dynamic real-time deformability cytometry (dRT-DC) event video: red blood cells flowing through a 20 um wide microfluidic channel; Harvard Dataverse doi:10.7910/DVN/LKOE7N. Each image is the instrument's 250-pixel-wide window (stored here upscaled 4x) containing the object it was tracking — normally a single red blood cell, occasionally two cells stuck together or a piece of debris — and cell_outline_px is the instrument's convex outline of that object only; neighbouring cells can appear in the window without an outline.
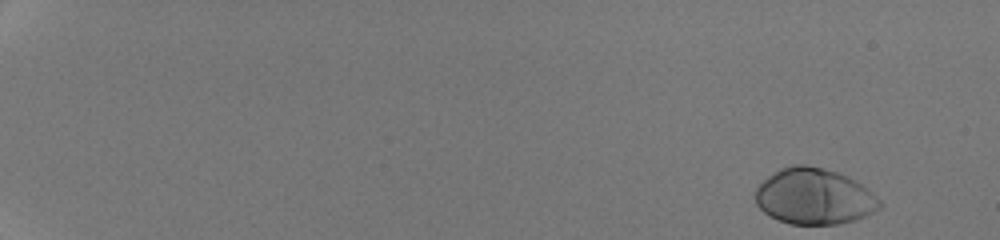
{"species": "human", "species_latin": "Homo sapiens", "temperature_condition": "room temperature", "stored_images_in_passage": 34, "camera_frame_rate_fps": 3000, "um_per_image_px": 0.085, "donor": {"sex": "male"}, "frame": {"image": 1, "passage_image": 1, "time_ms": 0.0, "image_size_px": [1000, 240], "cell_outline_px": [[880, 208], [856, 220], [840, 224], [792, 224], [780, 220], [764, 212], [756, 204], [756, 188], [768, 176], [780, 168], [792, 164], [804, 164], [824, 168], [848, 176], [856, 180], [876, 196], [880, 200]], "centroid_in_image_um": [69.21, 16.69], "position_along_channel_um": 15.8, "area_um2": 40.4}}
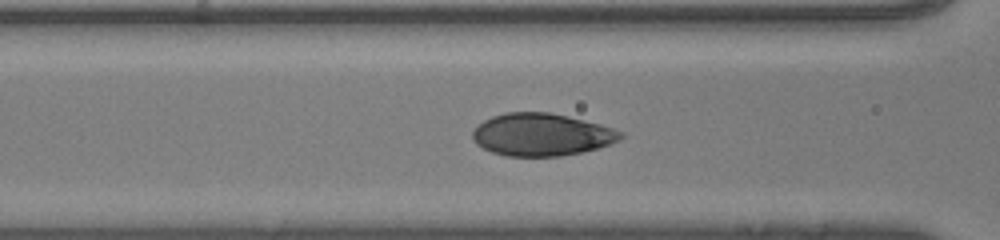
{"frame": {"image": 2, "passage_image": 23, "time_ms": 7.333, "image_size_px": [1000, 240], "cell_outline_px": [[624, 136], [612, 144], [580, 152], [560, 156], [508, 156], [492, 152], [476, 144], [472, 140], [472, 132], [484, 120], [492, 116], [504, 112], [548, 112], [568, 116], [600, 124], [624, 132]], "centroid_in_image_um": [46.03, 11.44], "position_along_channel_um": 120.6, "area_um2": 36.59}}
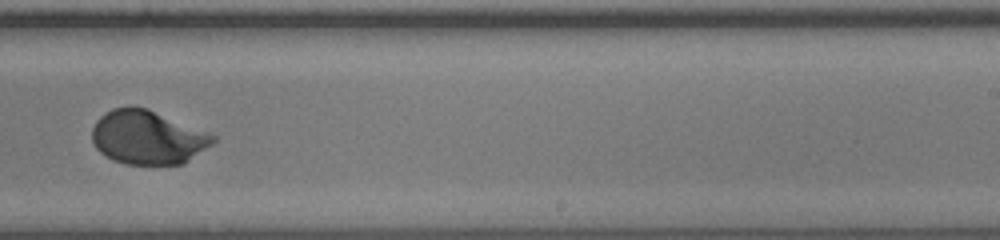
{"frame": {"image": 3, "passage_image": 34, "time_ms": 11.0, "image_size_px": [1000, 240], "cell_outline_px": [[216, 140], [212, 144], [184, 164], [124, 164], [112, 160], [104, 156], [92, 144], [92, 128], [96, 120], [104, 112], [112, 108], [148, 108], [216, 136]], "centroid_in_image_um": [12.51, 11.69], "position_along_channel_um": 276.5, "area_um2": 37.86}}